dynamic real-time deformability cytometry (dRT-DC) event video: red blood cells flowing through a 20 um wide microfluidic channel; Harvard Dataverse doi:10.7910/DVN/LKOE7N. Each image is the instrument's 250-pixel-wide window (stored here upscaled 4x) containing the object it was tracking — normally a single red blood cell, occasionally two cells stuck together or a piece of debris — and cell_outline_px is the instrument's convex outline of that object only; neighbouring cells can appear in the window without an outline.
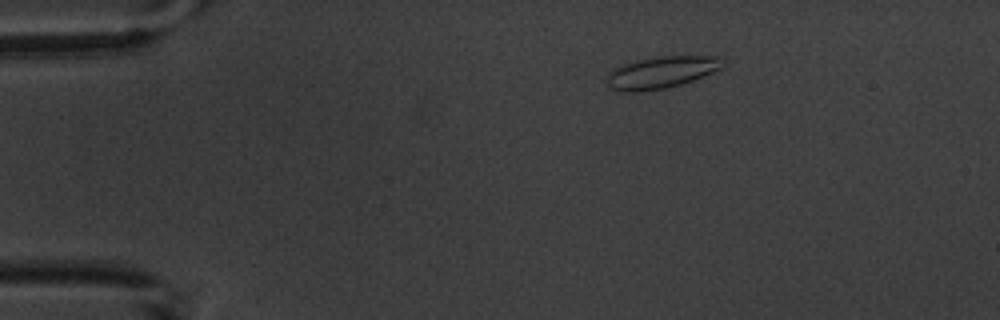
{"species": "common noctule bat (a hibernating species)", "species_latin": "Nyctalus noctula", "temperature_condition": "warm", "stored_images_in_passage": 5, "camera_frame_rate_fps": 3000, "um_per_image_px": 0.085, "animal": {"sex": "male", "body_mass_g": 20.1, "forearm_length_mm": 53.5}, "frame": {"image": 1, "passage_image": 3, "time_ms": 2.0, "image_size_px": [1000, 320], "cell_outline_px": [[724, 68], [692, 80], [680, 84], [664, 88], [640, 92], [624, 92], [612, 88], [608, 84], [608, 72], [624, 64], [636, 60], [656, 56], [720, 56]], "centroid_in_image_um": [56.23, 6.14], "position_along_channel_um": 28.8, "area_um2": 21.39}}